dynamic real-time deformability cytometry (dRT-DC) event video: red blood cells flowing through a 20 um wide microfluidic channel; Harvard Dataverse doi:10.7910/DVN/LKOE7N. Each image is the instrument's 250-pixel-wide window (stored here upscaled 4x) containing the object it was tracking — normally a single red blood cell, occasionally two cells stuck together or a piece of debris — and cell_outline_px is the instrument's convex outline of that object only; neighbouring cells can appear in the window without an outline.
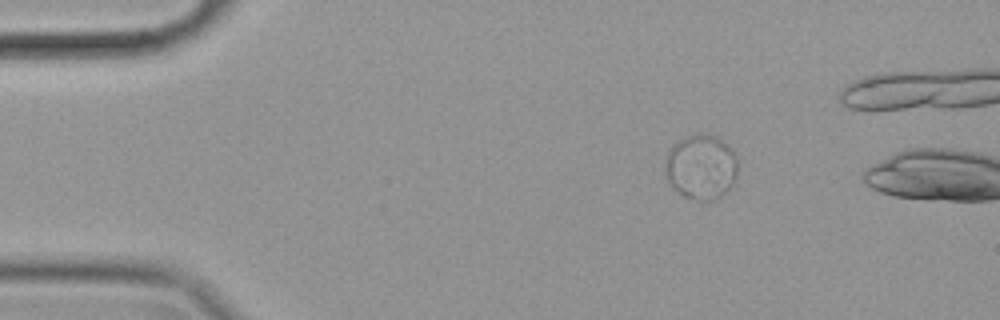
{"species": "common noctule bat (a hibernating species)", "species_latin": "Nyctalus noctula", "temperature_condition": "cold", "stored_images_in_passage": 4, "camera_frame_rate_fps": 3000, "um_per_image_px": 0.085, "animal": {"sex": "female", "body_mass_g": 19.9}, "frame": {"image": 1, "passage_image": 1, "time_ms": 0.0, "image_size_px": [1000, 320], "cell_outline_px": [[736, 176], [732, 184], [716, 200], [700, 200], [684, 196], [672, 188], [664, 176], [668, 152], [672, 144], [688, 136], [700, 132], [704, 132], [716, 136], [736, 156]], "centroid_in_image_um": [59.55, 14.19], "position_along_channel_um": 25.5, "area_um2": 27.22}}